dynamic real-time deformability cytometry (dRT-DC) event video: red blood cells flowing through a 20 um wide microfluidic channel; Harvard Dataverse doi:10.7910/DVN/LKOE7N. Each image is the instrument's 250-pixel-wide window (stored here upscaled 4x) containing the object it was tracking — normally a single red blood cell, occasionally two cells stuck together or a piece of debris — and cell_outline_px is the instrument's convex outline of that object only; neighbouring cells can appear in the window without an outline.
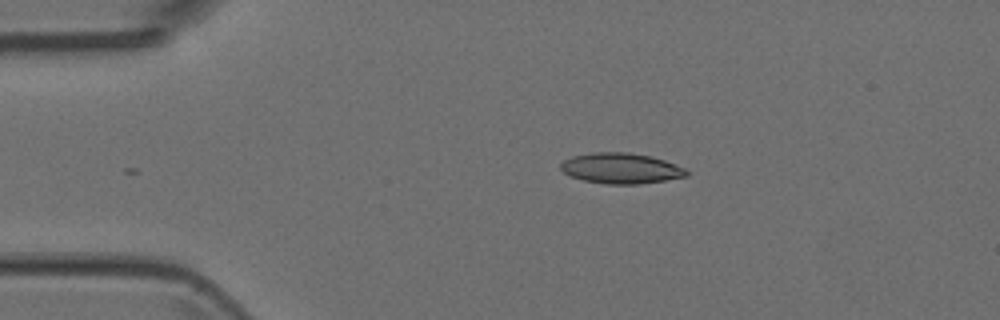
{"species": "Egyptian fruit bat (a non-hibernating species)", "species_latin": "Rousettus aegyptiacus", "temperature_condition": "room temperature", "stored_images_in_passage": 2, "camera_frame_rate_fps": 3000, "um_per_image_px": 0.085, "animal": {"sex": "female"}, "frame": {"image": 1, "passage_image": 1, "time_ms": 0.0, "image_size_px": [1000, 320], "cell_outline_px": [[688, 176], [640, 184], [608, 184], [584, 180], [572, 176], [564, 172], [560, 168], [560, 164], [564, 160], [572, 156], [592, 152], [628, 152], [652, 156], [664, 160], [684, 168], [688, 172]], "centroid_in_image_um": [52.78, 14.3], "position_along_channel_um": 32.2, "area_um2": 22.31}}